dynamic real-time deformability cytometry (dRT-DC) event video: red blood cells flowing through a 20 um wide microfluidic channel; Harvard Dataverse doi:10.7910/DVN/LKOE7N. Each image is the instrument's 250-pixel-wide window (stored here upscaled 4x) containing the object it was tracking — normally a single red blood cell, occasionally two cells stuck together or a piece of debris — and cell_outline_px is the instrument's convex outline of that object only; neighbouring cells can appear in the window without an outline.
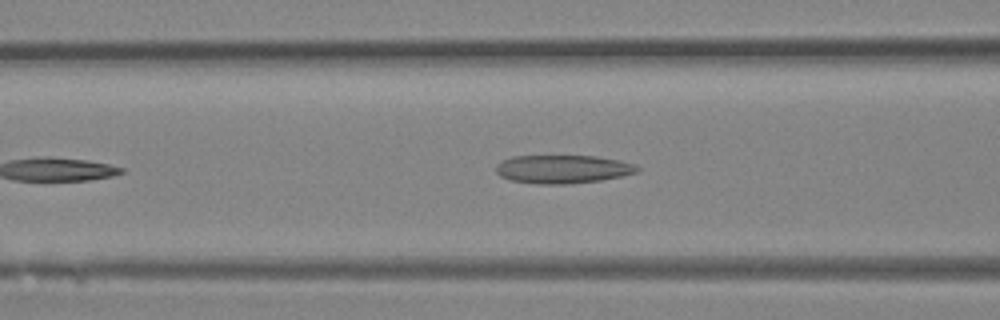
{"species": "Egyptian fruit bat (a non-hibernating species)", "species_latin": "Rousettus aegyptiacus", "temperature_condition": "room temperature", "stored_images_in_passage": 30, "camera_frame_rate_fps": 3000, "um_per_image_px": 0.085, "animal": {"sex": "female"}, "frame": {"image": 1, "passage_image": 8, "time_ms": 2.333, "image_size_px": [1000, 320], "cell_outline_px": [[640, 168], [636, 172], [620, 176], [600, 180], [568, 184], [536, 184], [508, 180], [500, 176], [496, 172], [496, 164], [512, 156], [596, 156], [620, 160], [636, 164]], "centroid_in_image_um": [47.81, 14.38], "position_along_channel_um": 118.8, "area_um2": 23.41}}
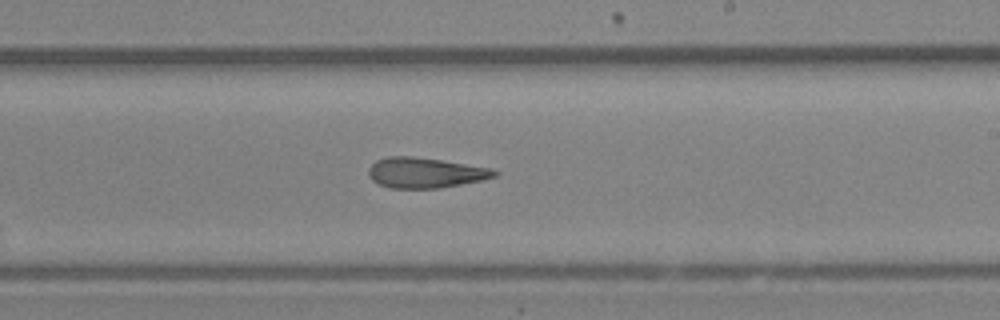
{"frame": {"image": 2, "passage_image": 16, "time_ms": 5.0, "image_size_px": [1000, 320], "cell_outline_px": [[500, 172], [496, 176], [480, 180], [440, 188], [388, 188], [372, 180], [368, 176], [368, 168], [376, 160], [388, 156], [412, 156], [440, 160], [492, 168]], "centroid_in_image_um": [36.12, 14.68], "position_along_channel_um": 252.9, "area_um2": 22.2}}
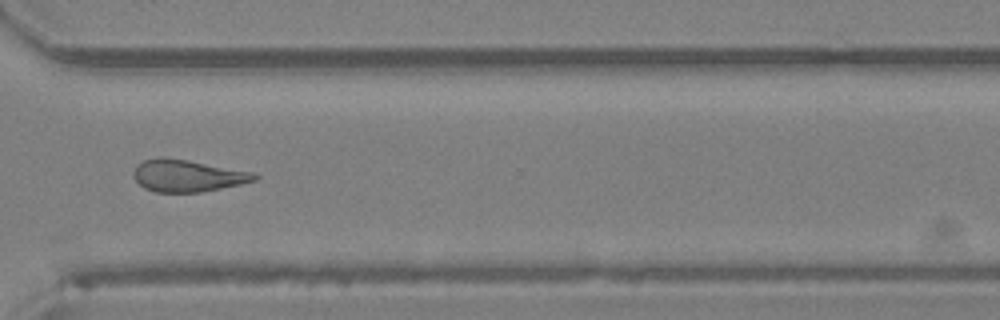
{"frame": {"image": 3, "passage_image": 22, "time_ms": 7.0, "image_size_px": [1000, 320], "cell_outline_px": [[260, 176], [256, 180], [240, 184], [200, 192], [156, 192], [144, 188], [132, 176], [132, 172], [136, 164], [144, 160], [156, 156], [160, 156], [184, 160], [252, 172]], "centroid_in_image_um": [15.86, 14.93], "position_along_channel_um": 354.7, "area_um2": 22.37}}